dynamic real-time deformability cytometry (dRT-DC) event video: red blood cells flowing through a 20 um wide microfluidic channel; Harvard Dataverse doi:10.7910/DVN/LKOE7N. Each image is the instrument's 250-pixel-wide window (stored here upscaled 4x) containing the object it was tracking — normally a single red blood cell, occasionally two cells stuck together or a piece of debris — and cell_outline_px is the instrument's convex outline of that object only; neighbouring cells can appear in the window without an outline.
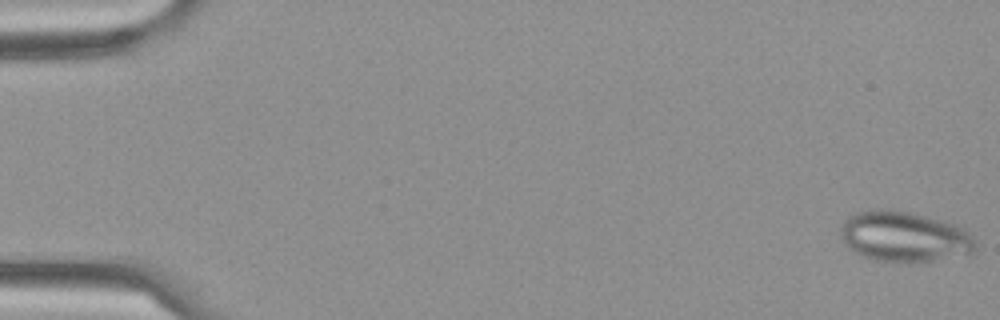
{"species": "Egyptian fruit bat (a non-hibernating species)", "species_latin": "Rousettus aegyptiacus", "temperature_condition": "cold", "stored_images_in_passage": 7, "camera_frame_rate_fps": 3000, "um_per_image_px": 0.085, "frame": {"image": 1, "passage_image": 1, "time_ms": 0.0, "image_size_px": [1000, 320], "cell_outline_px": [[976, 248], [972, 252], [932, 260], [896, 264], [872, 260], [848, 248], [840, 232], [840, 228], [848, 216], [860, 212], [876, 208], [880, 208], [912, 212], [940, 220], [952, 224], [960, 228], [972, 236], [976, 240]], "centroid_in_image_um": [76.81, 20.12], "position_along_channel_um": 8.2, "area_um2": 39.48}}